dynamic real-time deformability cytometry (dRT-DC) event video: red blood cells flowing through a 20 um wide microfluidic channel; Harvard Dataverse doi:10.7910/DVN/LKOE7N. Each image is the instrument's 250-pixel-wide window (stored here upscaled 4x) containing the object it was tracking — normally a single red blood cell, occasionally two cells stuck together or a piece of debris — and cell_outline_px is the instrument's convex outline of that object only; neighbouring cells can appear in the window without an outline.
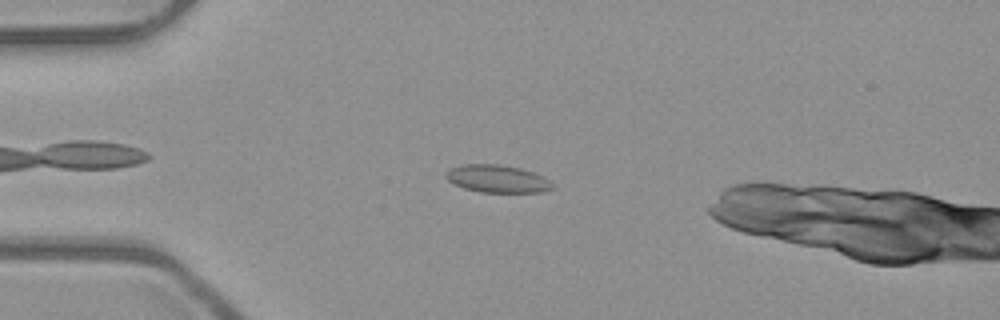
{"species": "common noctule bat (a hibernating species)", "species_latin": "Nyctalus noctula", "temperature_condition": "room temperature", "stored_images_in_passage": 42, "camera_frame_rate_fps": 3000, "um_per_image_px": 0.085, "animal": {"sex": "male", "body_mass_g": 23.1, "forearm_length_mm": 52.7}, "frame": {"image": 1, "passage_image": 6, "time_ms": 1.667, "image_size_px": [1000, 320], "cell_outline_px": [[552, 188], [544, 192], [480, 192], [464, 188], [448, 180], [444, 176], [444, 172], [460, 164], [500, 164], [520, 168], [544, 176], [552, 184]], "centroid_in_image_um": [42.25, 15.19], "position_along_channel_um": 42.8, "area_um2": 17.11}}
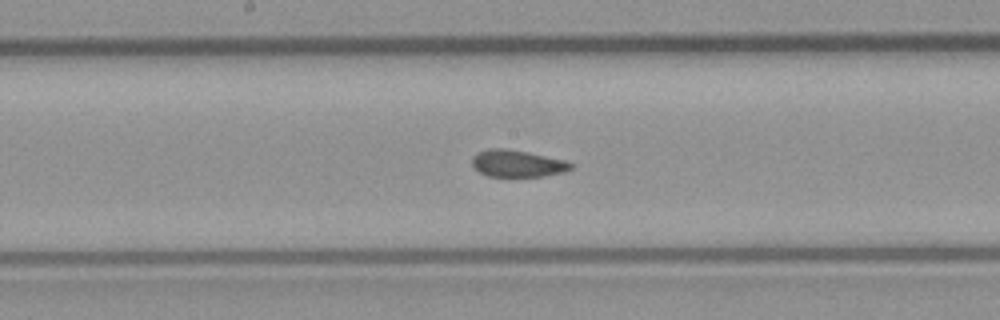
{"frame": {"image": 2, "passage_image": 20, "time_ms": 6.333, "image_size_px": [1000, 320], "cell_outline_px": [[572, 168], [564, 172], [540, 176], [488, 176], [480, 172], [472, 164], [472, 156], [476, 152], [488, 148], [508, 148], [528, 152], [564, 160], [572, 164]], "centroid_in_image_um": [43.93, 13.88], "position_along_channel_um": 204.3, "area_um2": 15.43}}
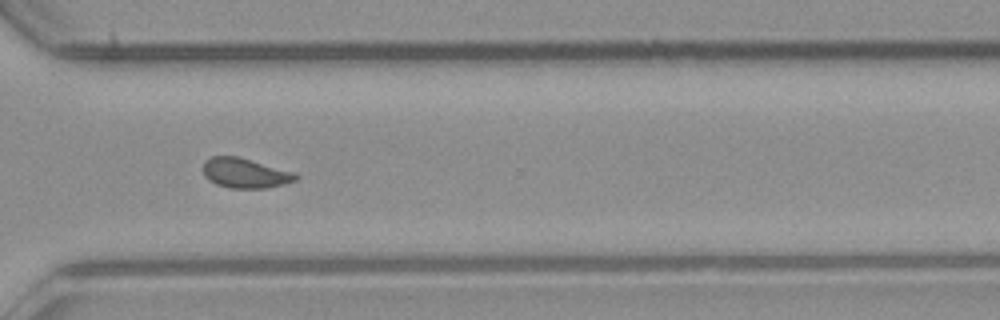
{"frame": {"image": 3, "passage_image": 31, "time_ms": 10.0, "image_size_px": [1000, 320], "cell_outline_px": [[300, 176], [296, 180], [284, 184], [264, 188], [228, 188], [216, 184], [208, 180], [204, 176], [204, 160], [212, 156], [236, 156], [296, 172]], "centroid_in_image_um": [20.84, 14.71], "position_along_channel_um": 349.8, "area_um2": 16.18}}